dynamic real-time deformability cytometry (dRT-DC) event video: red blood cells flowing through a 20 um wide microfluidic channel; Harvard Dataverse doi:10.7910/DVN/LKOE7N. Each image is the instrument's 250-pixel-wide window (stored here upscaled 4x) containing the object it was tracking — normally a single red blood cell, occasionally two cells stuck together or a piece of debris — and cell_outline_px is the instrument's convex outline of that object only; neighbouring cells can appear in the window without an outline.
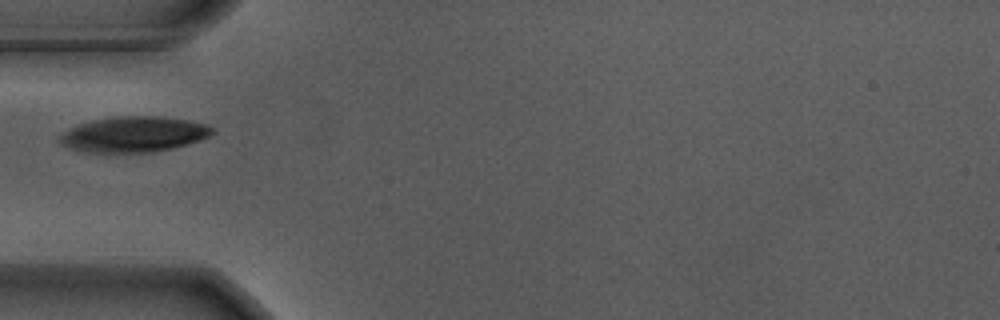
{"species": "Egyptian fruit bat (a non-hibernating species)", "species_latin": "Rousettus aegyptiacus", "temperature_condition": "warm", "stored_images_in_passage": 4, "camera_frame_rate_fps": 3000, "um_per_image_px": 0.085, "animal": {"sex": "male"}, "frame": {"image": 1, "passage_image": 1, "time_ms": 0.0, "image_size_px": [1000, 320], "cell_outline_px": [[216, 132], [208, 136], [172, 148], [152, 152], [88, 152], [72, 148], [60, 144], [56, 140], [68, 128], [76, 124], [116, 116], [156, 116], [188, 120], [204, 124], [212, 128]], "centroid_in_image_um": [11.31, 11.41], "position_along_channel_um": 73.7, "area_um2": 31.21}}